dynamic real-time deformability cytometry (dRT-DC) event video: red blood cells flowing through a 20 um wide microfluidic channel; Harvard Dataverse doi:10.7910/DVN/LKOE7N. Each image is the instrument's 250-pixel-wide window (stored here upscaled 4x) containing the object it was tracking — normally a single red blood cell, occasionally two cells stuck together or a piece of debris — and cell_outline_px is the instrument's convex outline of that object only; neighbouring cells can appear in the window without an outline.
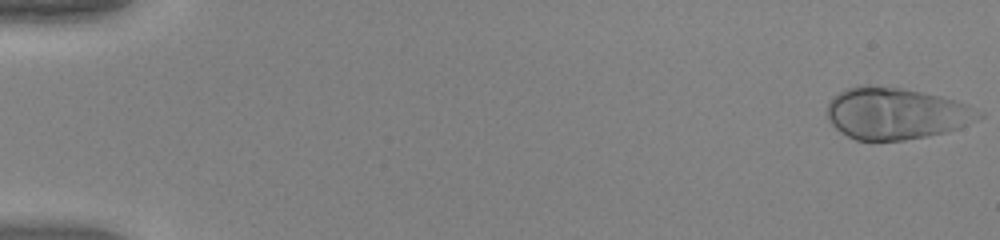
{"species": "human", "species_latin": "Homo sapiens", "temperature_condition": "warm", "stored_images_in_passage": 20, "camera_frame_rate_fps": 3000, "um_per_image_px": 0.085, "donor": {"sex": "female"}, "frame": {"image": 1, "passage_image": 1, "time_ms": 0.0, "image_size_px": [1000, 240], "cell_outline_px": [[984, 116], [960, 128], [944, 132], [904, 140], [856, 140], [840, 132], [828, 120], [828, 100], [836, 92], [844, 88], [860, 84], [864, 84], [900, 88], [940, 96], [968, 104], [984, 112]], "centroid_in_image_um": [76.13, 9.62], "position_along_channel_um": 8.9, "area_um2": 45.89}}
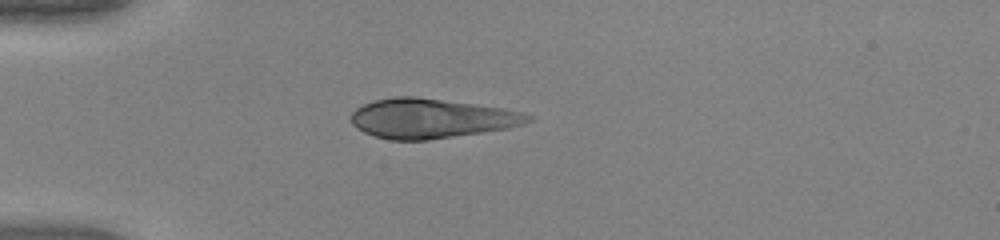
{"frame": {"image": 2, "passage_image": 15, "time_ms": 4.667, "image_size_px": [1000, 240], "cell_outline_px": [[532, 120], [524, 124], [508, 128], [428, 140], [388, 140], [364, 132], [356, 128], [352, 124], [352, 112], [356, 108], [364, 104], [376, 100], [396, 96], [416, 96], [504, 108], [520, 112], [532, 116]], "centroid_in_image_um": [36.64, 10.06], "position_along_channel_um": 48.4, "area_um2": 40.63}}
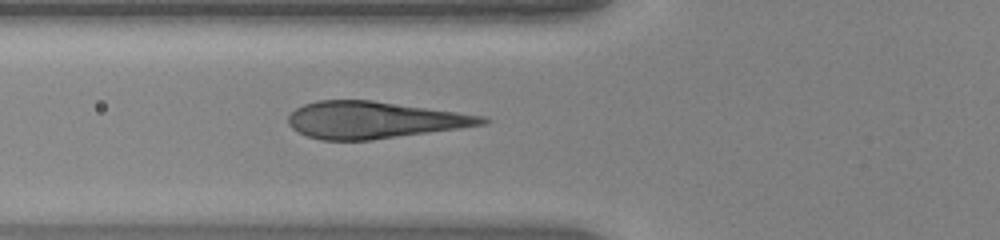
{"frame": {"image": 3, "passage_image": 20, "time_ms": 6.333, "image_size_px": [1000, 240], "cell_outline_px": [[492, 120], [484, 124], [460, 128], [372, 140], [320, 140], [308, 136], [292, 128], [288, 124], [288, 116], [296, 108], [304, 104], [316, 100], [372, 100], [484, 116]], "centroid_in_image_um": [31.77, 10.2], "position_along_channel_um": 94.0, "area_um2": 41.44}}